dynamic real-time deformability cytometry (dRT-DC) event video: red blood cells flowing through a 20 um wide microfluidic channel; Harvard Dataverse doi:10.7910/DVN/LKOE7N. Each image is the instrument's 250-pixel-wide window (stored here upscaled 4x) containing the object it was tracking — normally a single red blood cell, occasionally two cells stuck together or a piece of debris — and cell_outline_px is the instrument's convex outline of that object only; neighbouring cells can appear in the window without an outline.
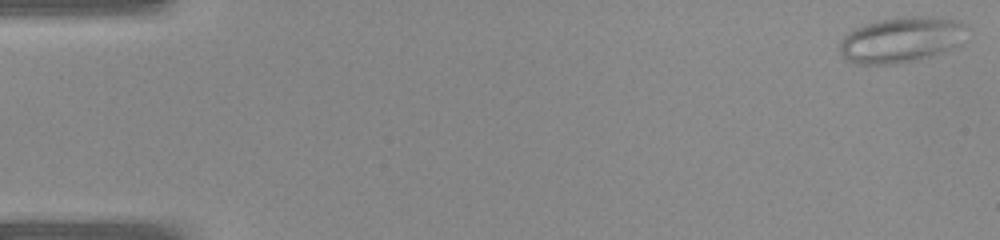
{"species": "common noctule bat (a hibernating species)", "species_latin": "Nyctalus noctula", "temperature_condition": "warm", "stored_images_in_passage": 41, "camera_frame_rate_fps": 3000, "um_per_image_px": 0.085, "animal": {"sex": "female", "body_mass_g": 22.0, "forearm_length_mm": 56.7}, "frame": {"image": 1, "passage_image": 1, "time_ms": 0.0, "image_size_px": [1000, 240], "cell_outline_px": [[964, 44], [956, 48], [932, 56], [916, 60], [892, 64], [856, 64], [848, 60], [840, 52], [840, 40], [848, 32], [864, 24], [880, 20], [912, 16], [924, 16], [960, 20], [964, 24]], "centroid_in_image_um": [76.64, 3.39], "position_along_channel_um": 8.4, "area_um2": 33.87}}
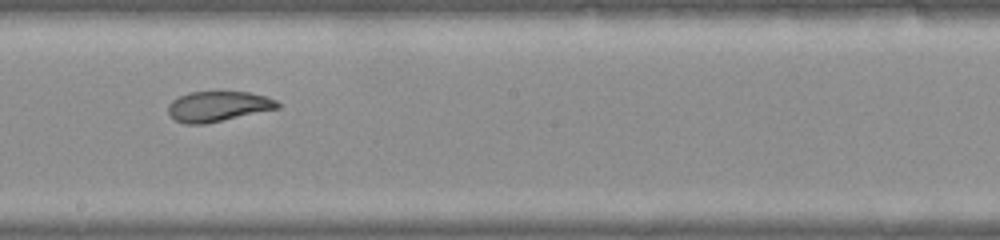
{"frame": {"image": 2, "passage_image": 23, "time_ms": 7.333, "image_size_px": [1000, 240], "cell_outline_px": [[280, 108], [204, 124], [184, 124], [176, 120], [168, 112], [168, 104], [172, 100], [180, 96], [192, 92], [248, 92], [264, 96], [276, 100], [280, 104]], "centroid_in_image_um": [18.53, 9.04], "position_along_channel_um": 229.7, "area_um2": 19.07}}
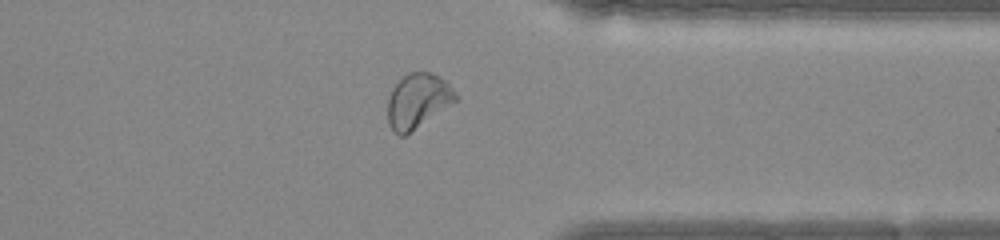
{"frame": {"image": 3, "passage_image": 32, "time_ms": 10.333, "image_size_px": [1000, 240], "cell_outline_px": [[460, 100], [404, 136], [400, 136], [388, 124], [388, 96], [392, 88], [408, 72], [432, 72], [444, 80], [460, 96]], "centroid_in_image_um": [35.55, 8.57], "position_along_channel_um": 375.8, "area_um2": 21.79}}